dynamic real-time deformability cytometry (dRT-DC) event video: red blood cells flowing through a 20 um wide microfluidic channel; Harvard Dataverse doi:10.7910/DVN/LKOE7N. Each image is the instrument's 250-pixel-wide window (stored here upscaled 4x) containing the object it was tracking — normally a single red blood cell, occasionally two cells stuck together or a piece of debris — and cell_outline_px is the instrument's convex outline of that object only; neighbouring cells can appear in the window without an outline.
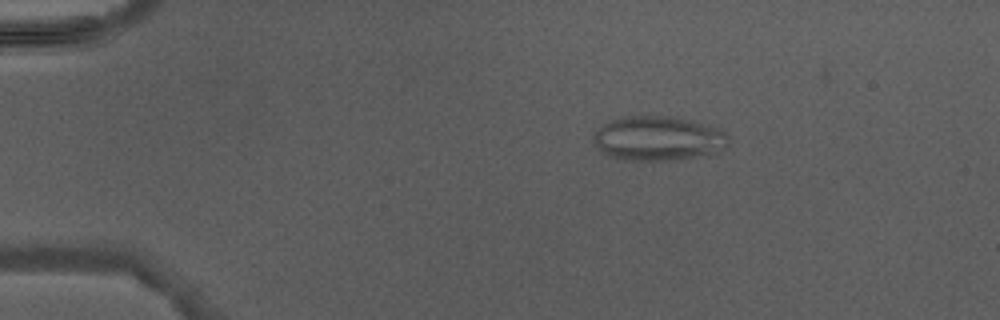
{"species": "Egyptian fruit bat (a non-hibernating species)", "species_latin": "Rousettus aegyptiacus", "temperature_condition": "warm", "stored_images_in_passage": 6, "camera_frame_rate_fps": 3000, "um_per_image_px": 0.085, "animal": {"sex": "male"}, "frame": {"image": 1, "passage_image": 3, "time_ms": 2.667, "image_size_px": [1000, 320], "cell_outline_px": [[728, 144], [720, 152], [680, 160], [620, 160], [604, 152], [592, 140], [592, 136], [604, 124], [620, 116], [672, 116], [720, 128], [728, 136]], "centroid_in_image_um": [55.98, 11.77], "position_along_channel_um": 29.0, "area_um2": 35.03}}